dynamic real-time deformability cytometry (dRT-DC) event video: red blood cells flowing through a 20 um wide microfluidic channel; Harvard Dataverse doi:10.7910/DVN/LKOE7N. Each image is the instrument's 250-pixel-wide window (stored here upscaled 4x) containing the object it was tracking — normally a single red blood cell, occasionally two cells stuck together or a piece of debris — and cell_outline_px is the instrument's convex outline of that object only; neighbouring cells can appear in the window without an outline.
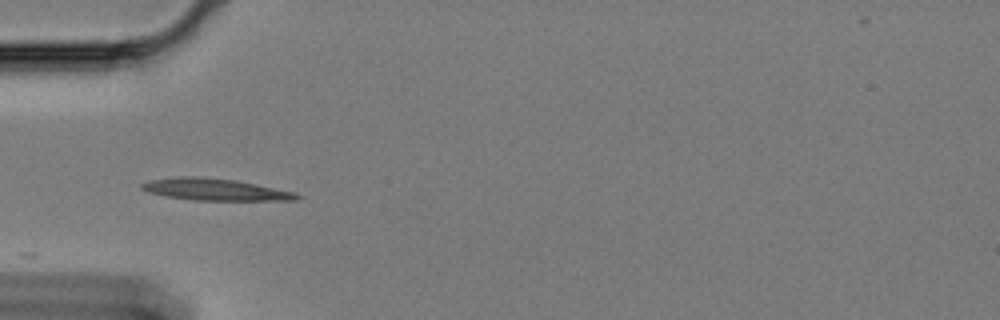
{"species": "Egyptian fruit bat (a non-hibernating species)", "species_latin": "Rousettus aegyptiacus", "temperature_condition": "cold", "stored_images_in_passage": 14, "camera_frame_rate_fps": 3000, "um_per_image_px": 0.085, "animal": {"sex": "female"}, "frame": {"image": 1, "passage_image": 1, "time_ms": 0.0, "image_size_px": [1000, 320], "cell_outline_px": [[304, 196], [296, 200], [192, 200], [168, 196], [148, 192], [140, 188], [140, 184], [148, 180], [176, 176], [204, 176], [236, 180], [296, 192]], "centroid_in_image_um": [18.28, 16.09], "position_along_channel_um": 66.7, "area_um2": 19.94}}
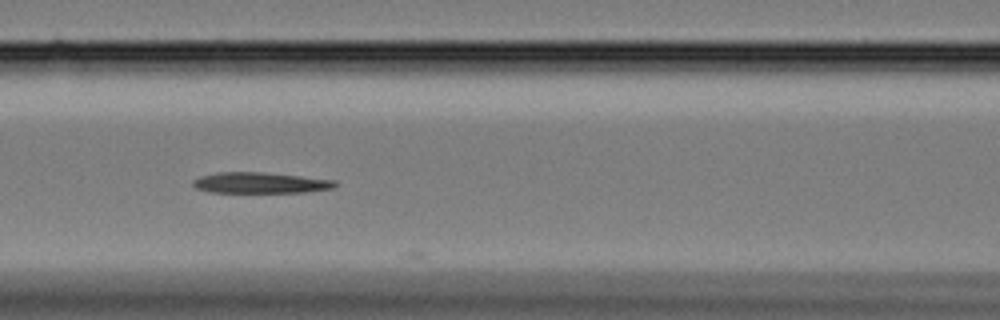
{"frame": {"image": 2, "passage_image": 8, "time_ms": 2.333, "image_size_px": [1000, 320], "cell_outline_px": [[340, 184], [332, 188], [304, 192], [212, 192], [196, 188], [192, 184], [192, 180], [200, 176], [220, 172], [264, 172], [336, 180]], "centroid_in_image_um": [22.14, 15.53], "position_along_channel_um": 144.5, "area_um2": 17.22}}
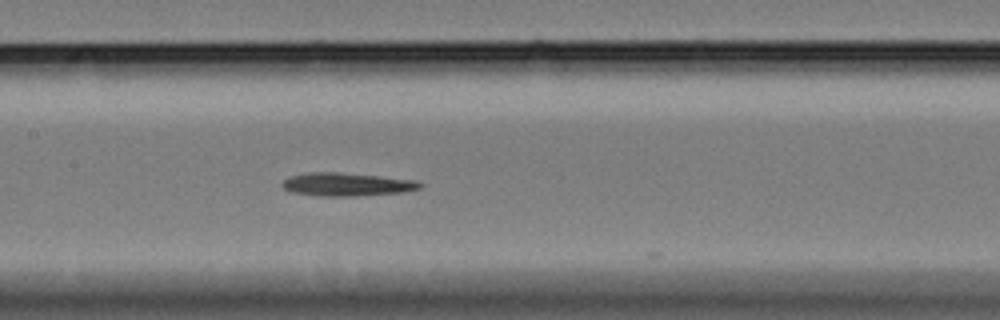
{"frame": {"image": 3, "passage_image": 11, "time_ms": 3.333, "image_size_px": [1000, 320], "cell_outline_px": [[424, 184], [420, 188], [404, 192], [356, 196], [320, 196], [292, 192], [284, 188], [280, 184], [288, 176], [312, 172], [340, 172], [380, 176], [416, 180]], "centroid_in_image_um": [29.48, 15.67], "position_along_channel_um": 177.9, "area_um2": 18.73}}